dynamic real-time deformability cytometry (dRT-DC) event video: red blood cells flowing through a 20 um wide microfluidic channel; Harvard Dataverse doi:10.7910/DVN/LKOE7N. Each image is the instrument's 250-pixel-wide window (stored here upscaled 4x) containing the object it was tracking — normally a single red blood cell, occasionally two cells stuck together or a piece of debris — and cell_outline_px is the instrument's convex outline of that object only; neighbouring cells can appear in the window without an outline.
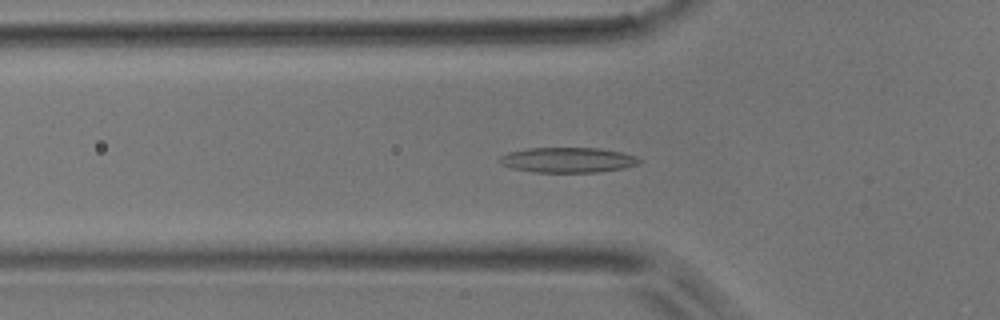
{"species": "common noctule bat (a hibernating species)", "species_latin": "Nyctalus noctula", "temperature_condition": "room temperature", "stored_images_in_passage": 41, "camera_frame_rate_fps": 3000, "um_per_image_px": 0.085, "animal": {"sex": "male", "body_mass_g": 17.9}, "frame": {"image": 1, "passage_image": 7, "time_ms": 2.0, "image_size_px": [1000, 320], "cell_outline_px": [[644, 160], [640, 164], [624, 168], [596, 172], [532, 172], [512, 168], [500, 164], [500, 156], [508, 152], [528, 148], [600, 148], [620, 152], [636, 156]], "centroid_in_image_um": [48.29, 13.6], "position_along_channel_um": 77.5, "area_um2": 20.58}}
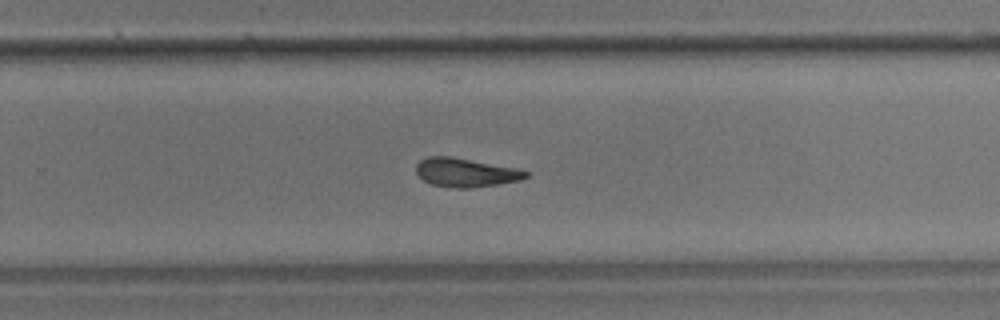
{"frame": {"image": 2, "passage_image": 23, "time_ms": 7.333, "image_size_px": [1000, 320], "cell_outline_px": [[528, 176], [520, 180], [496, 184], [468, 188], [452, 188], [432, 184], [424, 180], [416, 172], [416, 164], [420, 160], [428, 156], [452, 156], [516, 168], [528, 172]], "centroid_in_image_um": [39.55, 14.65], "position_along_channel_um": 290.2, "area_um2": 18.26}}
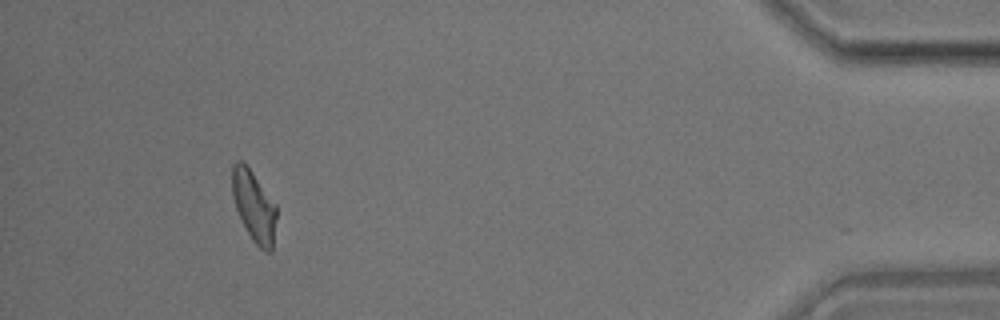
{"frame": {"image": 3, "passage_image": 37, "time_ms": 12.0, "image_size_px": [1000, 320], "cell_outline_px": [[276, 216], [272, 248], [268, 252], [264, 252], [252, 240], [236, 208], [232, 196], [232, 164], [236, 160], [240, 160], [252, 172], [276, 204]], "centroid_in_image_um": [21.58, 17.51], "position_along_channel_um": 413.6, "area_um2": 17.98}}